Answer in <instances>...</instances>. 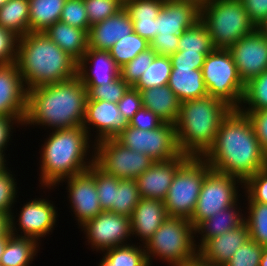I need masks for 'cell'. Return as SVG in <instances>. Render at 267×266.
<instances>
[{
	"instance_id": "1",
	"label": "cell",
	"mask_w": 267,
	"mask_h": 266,
	"mask_svg": "<svg viewBox=\"0 0 267 266\" xmlns=\"http://www.w3.org/2000/svg\"><path fill=\"white\" fill-rule=\"evenodd\" d=\"M202 158L211 169L243 183L267 167V154L260 146L251 120L239 109H232L223 119L214 143Z\"/></svg>"
},
{
	"instance_id": "2",
	"label": "cell",
	"mask_w": 267,
	"mask_h": 266,
	"mask_svg": "<svg viewBox=\"0 0 267 266\" xmlns=\"http://www.w3.org/2000/svg\"><path fill=\"white\" fill-rule=\"evenodd\" d=\"M87 99V90L77 76L29 89L23 125L47 126L52 131L82 126Z\"/></svg>"
},
{
	"instance_id": "3",
	"label": "cell",
	"mask_w": 267,
	"mask_h": 266,
	"mask_svg": "<svg viewBox=\"0 0 267 266\" xmlns=\"http://www.w3.org/2000/svg\"><path fill=\"white\" fill-rule=\"evenodd\" d=\"M16 64L27 90L77 76V61L44 32L19 37Z\"/></svg>"
},
{
	"instance_id": "4",
	"label": "cell",
	"mask_w": 267,
	"mask_h": 266,
	"mask_svg": "<svg viewBox=\"0 0 267 266\" xmlns=\"http://www.w3.org/2000/svg\"><path fill=\"white\" fill-rule=\"evenodd\" d=\"M90 139L83 126L53 130L41 148V187L55 188L62 179L88 170L94 163V149L88 154Z\"/></svg>"
},
{
	"instance_id": "5",
	"label": "cell",
	"mask_w": 267,
	"mask_h": 266,
	"mask_svg": "<svg viewBox=\"0 0 267 266\" xmlns=\"http://www.w3.org/2000/svg\"><path fill=\"white\" fill-rule=\"evenodd\" d=\"M231 110L225 102L210 95L182 102L175 123L181 153L202 157L214 143L221 122Z\"/></svg>"
},
{
	"instance_id": "6",
	"label": "cell",
	"mask_w": 267,
	"mask_h": 266,
	"mask_svg": "<svg viewBox=\"0 0 267 266\" xmlns=\"http://www.w3.org/2000/svg\"><path fill=\"white\" fill-rule=\"evenodd\" d=\"M195 228L184 218L167 217L144 245L149 266L161 259L170 266H182L198 256Z\"/></svg>"
},
{
	"instance_id": "7",
	"label": "cell",
	"mask_w": 267,
	"mask_h": 266,
	"mask_svg": "<svg viewBox=\"0 0 267 266\" xmlns=\"http://www.w3.org/2000/svg\"><path fill=\"white\" fill-rule=\"evenodd\" d=\"M200 20L215 49H229L256 29L241 0H210L200 9Z\"/></svg>"
},
{
	"instance_id": "8",
	"label": "cell",
	"mask_w": 267,
	"mask_h": 266,
	"mask_svg": "<svg viewBox=\"0 0 267 266\" xmlns=\"http://www.w3.org/2000/svg\"><path fill=\"white\" fill-rule=\"evenodd\" d=\"M210 170L202 157L193 156L178 168L163 200L168 217L191 219L203 180Z\"/></svg>"
},
{
	"instance_id": "9",
	"label": "cell",
	"mask_w": 267,
	"mask_h": 266,
	"mask_svg": "<svg viewBox=\"0 0 267 266\" xmlns=\"http://www.w3.org/2000/svg\"><path fill=\"white\" fill-rule=\"evenodd\" d=\"M208 95L239 109L245 91L232 54L228 49H213L201 68Z\"/></svg>"
},
{
	"instance_id": "10",
	"label": "cell",
	"mask_w": 267,
	"mask_h": 266,
	"mask_svg": "<svg viewBox=\"0 0 267 266\" xmlns=\"http://www.w3.org/2000/svg\"><path fill=\"white\" fill-rule=\"evenodd\" d=\"M236 185H241L243 188L240 179L211 169L203 180L194 213L189 220L193 227L196 228L202 221L223 209L236 203L240 204L237 202L240 194Z\"/></svg>"
},
{
	"instance_id": "11",
	"label": "cell",
	"mask_w": 267,
	"mask_h": 266,
	"mask_svg": "<svg viewBox=\"0 0 267 266\" xmlns=\"http://www.w3.org/2000/svg\"><path fill=\"white\" fill-rule=\"evenodd\" d=\"M94 163L106 174L119 179H136L155 162L148 155L124 147L115 138L91 144Z\"/></svg>"
},
{
	"instance_id": "12",
	"label": "cell",
	"mask_w": 267,
	"mask_h": 266,
	"mask_svg": "<svg viewBox=\"0 0 267 266\" xmlns=\"http://www.w3.org/2000/svg\"><path fill=\"white\" fill-rule=\"evenodd\" d=\"M115 139L124 147L148 155L156 161L172 160L182 153L177 144L175 124L164 123L154 130L127 126Z\"/></svg>"
},
{
	"instance_id": "13",
	"label": "cell",
	"mask_w": 267,
	"mask_h": 266,
	"mask_svg": "<svg viewBox=\"0 0 267 266\" xmlns=\"http://www.w3.org/2000/svg\"><path fill=\"white\" fill-rule=\"evenodd\" d=\"M130 217L109 211L99 213L92 220L81 226L91 248L103 253L104 250L130 244ZM127 241V242H126Z\"/></svg>"
},
{
	"instance_id": "14",
	"label": "cell",
	"mask_w": 267,
	"mask_h": 266,
	"mask_svg": "<svg viewBox=\"0 0 267 266\" xmlns=\"http://www.w3.org/2000/svg\"><path fill=\"white\" fill-rule=\"evenodd\" d=\"M65 181L70 207L79 227L103 212L95 184V163L88 170L62 179L58 184Z\"/></svg>"
},
{
	"instance_id": "15",
	"label": "cell",
	"mask_w": 267,
	"mask_h": 266,
	"mask_svg": "<svg viewBox=\"0 0 267 266\" xmlns=\"http://www.w3.org/2000/svg\"><path fill=\"white\" fill-rule=\"evenodd\" d=\"M51 201L41 198H35L26 202L21 209L19 222L16 228V218L11 213V233L17 237H25L35 239L37 242L45 235L52 233L57 219L56 207L50 203ZM15 218V219H14ZM19 229V230H18ZM21 231V235L18 234ZM23 233V234H22Z\"/></svg>"
},
{
	"instance_id": "16",
	"label": "cell",
	"mask_w": 267,
	"mask_h": 266,
	"mask_svg": "<svg viewBox=\"0 0 267 266\" xmlns=\"http://www.w3.org/2000/svg\"><path fill=\"white\" fill-rule=\"evenodd\" d=\"M228 50L245 84L267 70V36L257 29L240 38Z\"/></svg>"
},
{
	"instance_id": "17",
	"label": "cell",
	"mask_w": 267,
	"mask_h": 266,
	"mask_svg": "<svg viewBox=\"0 0 267 266\" xmlns=\"http://www.w3.org/2000/svg\"><path fill=\"white\" fill-rule=\"evenodd\" d=\"M88 136L91 135V127H95L97 141L117 137L127 126L128 122L122 116L116 103L103 100H87L86 113L82 125Z\"/></svg>"
},
{
	"instance_id": "18",
	"label": "cell",
	"mask_w": 267,
	"mask_h": 266,
	"mask_svg": "<svg viewBox=\"0 0 267 266\" xmlns=\"http://www.w3.org/2000/svg\"><path fill=\"white\" fill-rule=\"evenodd\" d=\"M190 156L181 154L172 160L156 161L135 180L141 198L164 200L178 168Z\"/></svg>"
},
{
	"instance_id": "19",
	"label": "cell",
	"mask_w": 267,
	"mask_h": 266,
	"mask_svg": "<svg viewBox=\"0 0 267 266\" xmlns=\"http://www.w3.org/2000/svg\"><path fill=\"white\" fill-rule=\"evenodd\" d=\"M27 92L17 64H0V116L25 117Z\"/></svg>"
},
{
	"instance_id": "20",
	"label": "cell",
	"mask_w": 267,
	"mask_h": 266,
	"mask_svg": "<svg viewBox=\"0 0 267 266\" xmlns=\"http://www.w3.org/2000/svg\"><path fill=\"white\" fill-rule=\"evenodd\" d=\"M119 76L120 67L108 50L88 47L82 58L77 62V77L83 85L111 83Z\"/></svg>"
},
{
	"instance_id": "21",
	"label": "cell",
	"mask_w": 267,
	"mask_h": 266,
	"mask_svg": "<svg viewBox=\"0 0 267 266\" xmlns=\"http://www.w3.org/2000/svg\"><path fill=\"white\" fill-rule=\"evenodd\" d=\"M200 20V8L190 2L164 0L156 18V35H181Z\"/></svg>"
},
{
	"instance_id": "22",
	"label": "cell",
	"mask_w": 267,
	"mask_h": 266,
	"mask_svg": "<svg viewBox=\"0 0 267 266\" xmlns=\"http://www.w3.org/2000/svg\"><path fill=\"white\" fill-rule=\"evenodd\" d=\"M134 32L133 22L122 8L115 15L92 25L88 31V47L109 50L117 41Z\"/></svg>"
},
{
	"instance_id": "23",
	"label": "cell",
	"mask_w": 267,
	"mask_h": 266,
	"mask_svg": "<svg viewBox=\"0 0 267 266\" xmlns=\"http://www.w3.org/2000/svg\"><path fill=\"white\" fill-rule=\"evenodd\" d=\"M250 239L248 226L244 222L237 228L209 239L198 255L206 262L223 266L246 241Z\"/></svg>"
},
{
	"instance_id": "24",
	"label": "cell",
	"mask_w": 267,
	"mask_h": 266,
	"mask_svg": "<svg viewBox=\"0 0 267 266\" xmlns=\"http://www.w3.org/2000/svg\"><path fill=\"white\" fill-rule=\"evenodd\" d=\"M167 217L162 200L141 198L130 217L131 236L140 237L145 245Z\"/></svg>"
},
{
	"instance_id": "25",
	"label": "cell",
	"mask_w": 267,
	"mask_h": 266,
	"mask_svg": "<svg viewBox=\"0 0 267 266\" xmlns=\"http://www.w3.org/2000/svg\"><path fill=\"white\" fill-rule=\"evenodd\" d=\"M144 108L153 111L165 123L175 124L181 102L168 84L139 91Z\"/></svg>"
},
{
	"instance_id": "26",
	"label": "cell",
	"mask_w": 267,
	"mask_h": 266,
	"mask_svg": "<svg viewBox=\"0 0 267 266\" xmlns=\"http://www.w3.org/2000/svg\"><path fill=\"white\" fill-rule=\"evenodd\" d=\"M44 33L77 62L88 48V33L62 21L49 26Z\"/></svg>"
},
{
	"instance_id": "27",
	"label": "cell",
	"mask_w": 267,
	"mask_h": 266,
	"mask_svg": "<svg viewBox=\"0 0 267 266\" xmlns=\"http://www.w3.org/2000/svg\"><path fill=\"white\" fill-rule=\"evenodd\" d=\"M168 86L181 103L208 95L201 69L172 68Z\"/></svg>"
},
{
	"instance_id": "28",
	"label": "cell",
	"mask_w": 267,
	"mask_h": 266,
	"mask_svg": "<svg viewBox=\"0 0 267 266\" xmlns=\"http://www.w3.org/2000/svg\"><path fill=\"white\" fill-rule=\"evenodd\" d=\"M238 207V204L223 209L220 212H217L212 217L207 220L202 221L195 228V235L199 233L201 239L198 242V250L209 240L214 237H217L224 232H228L231 229L237 228L244 223V218L241 208Z\"/></svg>"
},
{
	"instance_id": "29",
	"label": "cell",
	"mask_w": 267,
	"mask_h": 266,
	"mask_svg": "<svg viewBox=\"0 0 267 266\" xmlns=\"http://www.w3.org/2000/svg\"><path fill=\"white\" fill-rule=\"evenodd\" d=\"M29 32H44L60 21L66 0H28Z\"/></svg>"
},
{
	"instance_id": "30",
	"label": "cell",
	"mask_w": 267,
	"mask_h": 266,
	"mask_svg": "<svg viewBox=\"0 0 267 266\" xmlns=\"http://www.w3.org/2000/svg\"><path fill=\"white\" fill-rule=\"evenodd\" d=\"M40 242L32 238L12 235L1 256L0 264L4 266H30L38 253Z\"/></svg>"
},
{
	"instance_id": "31",
	"label": "cell",
	"mask_w": 267,
	"mask_h": 266,
	"mask_svg": "<svg viewBox=\"0 0 267 266\" xmlns=\"http://www.w3.org/2000/svg\"><path fill=\"white\" fill-rule=\"evenodd\" d=\"M0 26L21 37L29 32V1L8 0L0 8Z\"/></svg>"
},
{
	"instance_id": "32",
	"label": "cell",
	"mask_w": 267,
	"mask_h": 266,
	"mask_svg": "<svg viewBox=\"0 0 267 266\" xmlns=\"http://www.w3.org/2000/svg\"><path fill=\"white\" fill-rule=\"evenodd\" d=\"M140 245L127 244L106 249L98 266H149L144 245Z\"/></svg>"
},
{
	"instance_id": "33",
	"label": "cell",
	"mask_w": 267,
	"mask_h": 266,
	"mask_svg": "<svg viewBox=\"0 0 267 266\" xmlns=\"http://www.w3.org/2000/svg\"><path fill=\"white\" fill-rule=\"evenodd\" d=\"M140 199L135 179H118L114 183L113 213L131 217Z\"/></svg>"
},
{
	"instance_id": "34",
	"label": "cell",
	"mask_w": 267,
	"mask_h": 266,
	"mask_svg": "<svg viewBox=\"0 0 267 266\" xmlns=\"http://www.w3.org/2000/svg\"><path fill=\"white\" fill-rule=\"evenodd\" d=\"M172 64L169 56L156 55L147 70L141 75L133 88L142 91L169 83Z\"/></svg>"
},
{
	"instance_id": "35",
	"label": "cell",
	"mask_w": 267,
	"mask_h": 266,
	"mask_svg": "<svg viewBox=\"0 0 267 266\" xmlns=\"http://www.w3.org/2000/svg\"><path fill=\"white\" fill-rule=\"evenodd\" d=\"M150 48V43L135 32L117 41L108 51L121 68L133 60L140 52Z\"/></svg>"
},
{
	"instance_id": "36",
	"label": "cell",
	"mask_w": 267,
	"mask_h": 266,
	"mask_svg": "<svg viewBox=\"0 0 267 266\" xmlns=\"http://www.w3.org/2000/svg\"><path fill=\"white\" fill-rule=\"evenodd\" d=\"M244 104V105H243ZM248 105V107H246ZM267 109V70L245 84L240 111H261Z\"/></svg>"
},
{
	"instance_id": "37",
	"label": "cell",
	"mask_w": 267,
	"mask_h": 266,
	"mask_svg": "<svg viewBox=\"0 0 267 266\" xmlns=\"http://www.w3.org/2000/svg\"><path fill=\"white\" fill-rule=\"evenodd\" d=\"M246 199L248 214L244 222L248 226L250 239L267 247V204L252 202L248 197Z\"/></svg>"
},
{
	"instance_id": "38",
	"label": "cell",
	"mask_w": 267,
	"mask_h": 266,
	"mask_svg": "<svg viewBox=\"0 0 267 266\" xmlns=\"http://www.w3.org/2000/svg\"><path fill=\"white\" fill-rule=\"evenodd\" d=\"M214 49L205 24L199 20L181 35L178 50L186 52H211Z\"/></svg>"
},
{
	"instance_id": "39",
	"label": "cell",
	"mask_w": 267,
	"mask_h": 266,
	"mask_svg": "<svg viewBox=\"0 0 267 266\" xmlns=\"http://www.w3.org/2000/svg\"><path fill=\"white\" fill-rule=\"evenodd\" d=\"M87 90V100H103L118 103L130 86L119 76L111 83L100 85H84Z\"/></svg>"
},
{
	"instance_id": "40",
	"label": "cell",
	"mask_w": 267,
	"mask_h": 266,
	"mask_svg": "<svg viewBox=\"0 0 267 266\" xmlns=\"http://www.w3.org/2000/svg\"><path fill=\"white\" fill-rule=\"evenodd\" d=\"M157 54L150 47L140 52L133 60L120 68L121 78L133 87L140 79L141 75L147 70Z\"/></svg>"
},
{
	"instance_id": "41",
	"label": "cell",
	"mask_w": 267,
	"mask_h": 266,
	"mask_svg": "<svg viewBox=\"0 0 267 266\" xmlns=\"http://www.w3.org/2000/svg\"><path fill=\"white\" fill-rule=\"evenodd\" d=\"M89 25L92 26L115 15L123 8L121 0H84Z\"/></svg>"
},
{
	"instance_id": "42",
	"label": "cell",
	"mask_w": 267,
	"mask_h": 266,
	"mask_svg": "<svg viewBox=\"0 0 267 266\" xmlns=\"http://www.w3.org/2000/svg\"><path fill=\"white\" fill-rule=\"evenodd\" d=\"M60 21L72 27L84 29L88 33L91 26L89 25L84 0H66Z\"/></svg>"
},
{
	"instance_id": "43",
	"label": "cell",
	"mask_w": 267,
	"mask_h": 266,
	"mask_svg": "<svg viewBox=\"0 0 267 266\" xmlns=\"http://www.w3.org/2000/svg\"><path fill=\"white\" fill-rule=\"evenodd\" d=\"M263 246L252 239L246 241L223 266H259Z\"/></svg>"
},
{
	"instance_id": "44",
	"label": "cell",
	"mask_w": 267,
	"mask_h": 266,
	"mask_svg": "<svg viewBox=\"0 0 267 266\" xmlns=\"http://www.w3.org/2000/svg\"><path fill=\"white\" fill-rule=\"evenodd\" d=\"M118 179L106 174L95 164V184L103 211L113 212L114 183Z\"/></svg>"
},
{
	"instance_id": "45",
	"label": "cell",
	"mask_w": 267,
	"mask_h": 266,
	"mask_svg": "<svg viewBox=\"0 0 267 266\" xmlns=\"http://www.w3.org/2000/svg\"><path fill=\"white\" fill-rule=\"evenodd\" d=\"M164 0H125L123 8L130 19L157 18Z\"/></svg>"
},
{
	"instance_id": "46",
	"label": "cell",
	"mask_w": 267,
	"mask_h": 266,
	"mask_svg": "<svg viewBox=\"0 0 267 266\" xmlns=\"http://www.w3.org/2000/svg\"><path fill=\"white\" fill-rule=\"evenodd\" d=\"M243 186L245 195L252 202L267 204V167L248 178Z\"/></svg>"
},
{
	"instance_id": "47",
	"label": "cell",
	"mask_w": 267,
	"mask_h": 266,
	"mask_svg": "<svg viewBox=\"0 0 267 266\" xmlns=\"http://www.w3.org/2000/svg\"><path fill=\"white\" fill-rule=\"evenodd\" d=\"M12 172L7 169L0 174V212L12 213V208L16 202L17 195V182H15Z\"/></svg>"
},
{
	"instance_id": "48",
	"label": "cell",
	"mask_w": 267,
	"mask_h": 266,
	"mask_svg": "<svg viewBox=\"0 0 267 266\" xmlns=\"http://www.w3.org/2000/svg\"><path fill=\"white\" fill-rule=\"evenodd\" d=\"M18 40L14 32L0 26V64L16 63Z\"/></svg>"
},
{
	"instance_id": "49",
	"label": "cell",
	"mask_w": 267,
	"mask_h": 266,
	"mask_svg": "<svg viewBox=\"0 0 267 266\" xmlns=\"http://www.w3.org/2000/svg\"><path fill=\"white\" fill-rule=\"evenodd\" d=\"M210 52H186L178 50L170 55L172 68L201 69L206 55Z\"/></svg>"
},
{
	"instance_id": "50",
	"label": "cell",
	"mask_w": 267,
	"mask_h": 266,
	"mask_svg": "<svg viewBox=\"0 0 267 266\" xmlns=\"http://www.w3.org/2000/svg\"><path fill=\"white\" fill-rule=\"evenodd\" d=\"M117 105L120 113L129 123L138 110L143 107L139 90L130 87Z\"/></svg>"
},
{
	"instance_id": "51",
	"label": "cell",
	"mask_w": 267,
	"mask_h": 266,
	"mask_svg": "<svg viewBox=\"0 0 267 266\" xmlns=\"http://www.w3.org/2000/svg\"><path fill=\"white\" fill-rule=\"evenodd\" d=\"M164 123L153 111L142 107L129 121L128 125L139 130H154Z\"/></svg>"
},
{
	"instance_id": "52",
	"label": "cell",
	"mask_w": 267,
	"mask_h": 266,
	"mask_svg": "<svg viewBox=\"0 0 267 266\" xmlns=\"http://www.w3.org/2000/svg\"><path fill=\"white\" fill-rule=\"evenodd\" d=\"M250 118L256 137L267 154V109L261 111H242Z\"/></svg>"
},
{
	"instance_id": "53",
	"label": "cell",
	"mask_w": 267,
	"mask_h": 266,
	"mask_svg": "<svg viewBox=\"0 0 267 266\" xmlns=\"http://www.w3.org/2000/svg\"><path fill=\"white\" fill-rule=\"evenodd\" d=\"M180 35H156L150 42V47L157 55L170 56L178 51Z\"/></svg>"
},
{
	"instance_id": "54",
	"label": "cell",
	"mask_w": 267,
	"mask_h": 266,
	"mask_svg": "<svg viewBox=\"0 0 267 266\" xmlns=\"http://www.w3.org/2000/svg\"><path fill=\"white\" fill-rule=\"evenodd\" d=\"M251 22L257 26L267 16V0H241Z\"/></svg>"
},
{
	"instance_id": "55",
	"label": "cell",
	"mask_w": 267,
	"mask_h": 266,
	"mask_svg": "<svg viewBox=\"0 0 267 266\" xmlns=\"http://www.w3.org/2000/svg\"><path fill=\"white\" fill-rule=\"evenodd\" d=\"M25 117H11V116H0V150L5 151L11 138L14 127L13 125L23 126V121ZM12 132V133H11Z\"/></svg>"
},
{
	"instance_id": "56",
	"label": "cell",
	"mask_w": 267,
	"mask_h": 266,
	"mask_svg": "<svg viewBox=\"0 0 267 266\" xmlns=\"http://www.w3.org/2000/svg\"><path fill=\"white\" fill-rule=\"evenodd\" d=\"M133 30L136 34L146 39L149 43L155 37L156 18L131 19Z\"/></svg>"
},
{
	"instance_id": "57",
	"label": "cell",
	"mask_w": 267,
	"mask_h": 266,
	"mask_svg": "<svg viewBox=\"0 0 267 266\" xmlns=\"http://www.w3.org/2000/svg\"><path fill=\"white\" fill-rule=\"evenodd\" d=\"M12 235L11 233V214L0 212V237Z\"/></svg>"
},
{
	"instance_id": "58",
	"label": "cell",
	"mask_w": 267,
	"mask_h": 266,
	"mask_svg": "<svg viewBox=\"0 0 267 266\" xmlns=\"http://www.w3.org/2000/svg\"><path fill=\"white\" fill-rule=\"evenodd\" d=\"M182 266H218L204 261L199 255Z\"/></svg>"
},
{
	"instance_id": "59",
	"label": "cell",
	"mask_w": 267,
	"mask_h": 266,
	"mask_svg": "<svg viewBox=\"0 0 267 266\" xmlns=\"http://www.w3.org/2000/svg\"><path fill=\"white\" fill-rule=\"evenodd\" d=\"M256 29L261 34L267 36V16L256 26Z\"/></svg>"
},
{
	"instance_id": "60",
	"label": "cell",
	"mask_w": 267,
	"mask_h": 266,
	"mask_svg": "<svg viewBox=\"0 0 267 266\" xmlns=\"http://www.w3.org/2000/svg\"><path fill=\"white\" fill-rule=\"evenodd\" d=\"M177 2H190L195 4L198 8L204 7L210 0H173Z\"/></svg>"
},
{
	"instance_id": "61",
	"label": "cell",
	"mask_w": 267,
	"mask_h": 266,
	"mask_svg": "<svg viewBox=\"0 0 267 266\" xmlns=\"http://www.w3.org/2000/svg\"><path fill=\"white\" fill-rule=\"evenodd\" d=\"M5 155L6 153L0 150V174L7 170L6 166L8 164H6L7 161L5 159Z\"/></svg>"
},
{
	"instance_id": "62",
	"label": "cell",
	"mask_w": 267,
	"mask_h": 266,
	"mask_svg": "<svg viewBox=\"0 0 267 266\" xmlns=\"http://www.w3.org/2000/svg\"><path fill=\"white\" fill-rule=\"evenodd\" d=\"M11 236L12 235H6L3 237H0V260H1L2 254L4 253L5 247L7 245V241Z\"/></svg>"
},
{
	"instance_id": "63",
	"label": "cell",
	"mask_w": 267,
	"mask_h": 266,
	"mask_svg": "<svg viewBox=\"0 0 267 266\" xmlns=\"http://www.w3.org/2000/svg\"><path fill=\"white\" fill-rule=\"evenodd\" d=\"M259 266H267V247L263 248Z\"/></svg>"
},
{
	"instance_id": "64",
	"label": "cell",
	"mask_w": 267,
	"mask_h": 266,
	"mask_svg": "<svg viewBox=\"0 0 267 266\" xmlns=\"http://www.w3.org/2000/svg\"><path fill=\"white\" fill-rule=\"evenodd\" d=\"M8 0H0V8L7 2Z\"/></svg>"
}]
</instances>
